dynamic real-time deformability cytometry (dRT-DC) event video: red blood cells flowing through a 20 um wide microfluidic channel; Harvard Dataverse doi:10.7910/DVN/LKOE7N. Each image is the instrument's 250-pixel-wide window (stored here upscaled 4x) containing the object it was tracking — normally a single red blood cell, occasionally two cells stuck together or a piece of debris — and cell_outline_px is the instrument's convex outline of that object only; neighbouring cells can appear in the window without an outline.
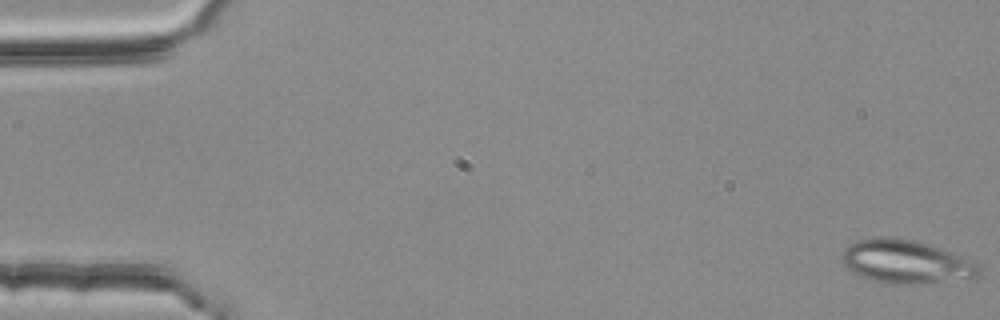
{"species": "common noctule bat (a hibernating species)", "species_latin": "Nyctalus noctula", "temperature_condition": "room temperature", "stored_images_in_passage": 55, "camera_frame_rate_fps": 3000, "um_per_image_px": 0.085, "animal": {"sex": "female", "body_mass_g": 25.1}, "frame": {"image": 1, "passage_image": 1, "time_ms": 0.0, "image_size_px": [1000, 320], "cell_outline_px": [[980, 272], [976, 276], [916, 284], [892, 284], [872, 280], [860, 276], [848, 268], [844, 264], [840, 256], [844, 248], [848, 244], [856, 240], [872, 236], [888, 236], [912, 240], [928, 244], [960, 256], [980, 264]], "centroid_in_image_um": [76.91, 22.22], "position_along_channel_um": 8.1, "area_um2": 34.39}}
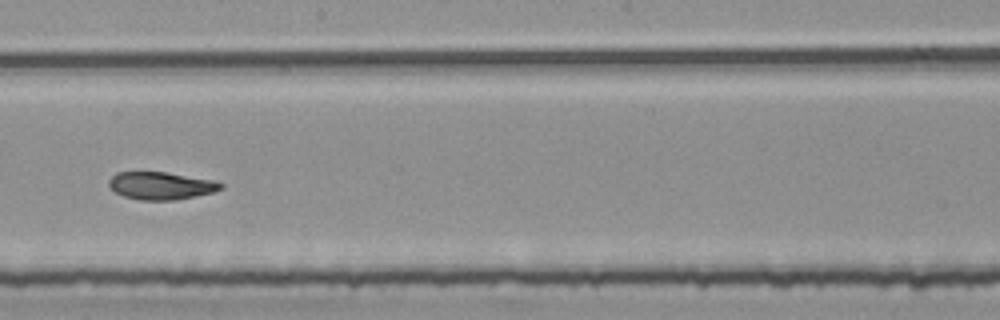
{"frame": {"image": 2, "passage_image": 31, "time_ms": 10.0, "image_size_px": [1000, 320], "cell_outline_px": [[224, 188], [212, 192], [176, 200], [140, 200], [124, 196], [116, 192], [108, 184], [108, 180], [116, 172], [168, 172], [216, 180], [224, 184]], "centroid_in_image_um": [13.71, 15.77], "position_along_channel_um": 234.5, "area_um2": 18.09}}
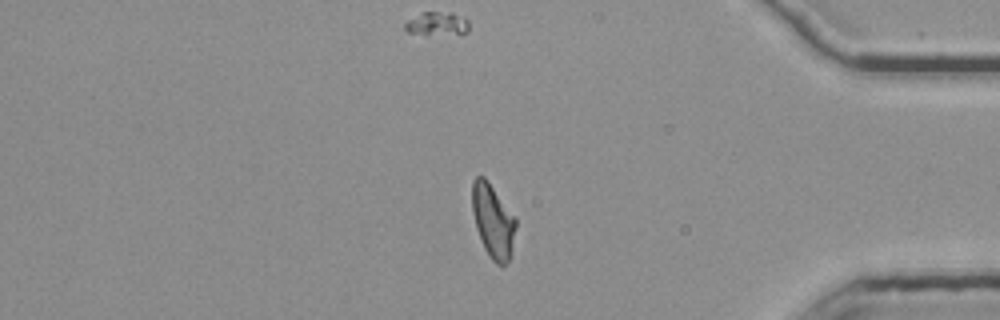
{"frame": {"image": 3, "passage_image": 46, "time_ms": 15.0, "image_size_px": [1000, 320], "cell_outline_px": [[516, 228], [512, 256], [504, 264], [496, 264], [492, 260], [484, 248], [476, 228], [472, 212], [472, 180], [476, 176], [484, 176], [488, 180], [516, 216]], "centroid_in_image_um": [41.92, 18.76], "position_along_channel_um": 393.3, "area_um2": 19.13}, "authors_computed_cell_mechanics": {"area_um2": 19.1318, "velocity_mm_per_s": 3.7707, "shape_relaxation_time_tau1_ms": 9.8368, "shape_relaxation_time_tau2_ms": 4.8628, "deformation_change_tau1": 0.2191, "deformation_change_tau2": 0.112}}